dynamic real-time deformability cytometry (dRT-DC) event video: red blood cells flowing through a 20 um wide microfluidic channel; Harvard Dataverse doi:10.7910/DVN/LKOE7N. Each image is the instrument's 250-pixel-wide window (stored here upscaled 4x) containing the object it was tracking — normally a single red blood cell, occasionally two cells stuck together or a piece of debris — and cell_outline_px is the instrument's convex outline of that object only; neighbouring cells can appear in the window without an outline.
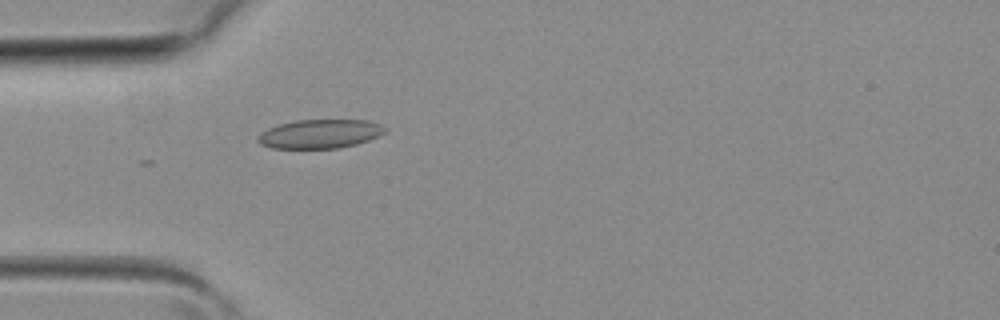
{"species": "common noctule bat (a hibernating species)", "species_latin": "Nyctalus noctula", "temperature_condition": "room temperature", "stored_images_in_passage": 2, "camera_frame_rate_fps": 3000, "um_per_image_px": 0.085, "animal": {"sex": "female", "body_mass_g": 19.3, "forearm_length_mm": 54.1}, "frame": {"image": 1, "passage_image": 2, "time_ms": 0.333, "image_size_px": [1000, 320], "cell_outline_px": [[388, 128], [380, 136], [356, 144], [340, 148], [272, 148], [260, 144], [256, 140], [256, 136], [268, 128], [280, 124], [296, 120], [368, 120], [380, 124]], "centroid_in_image_um": [27.2, 11.38], "position_along_channel_um": 57.8, "area_um2": 21.5}}